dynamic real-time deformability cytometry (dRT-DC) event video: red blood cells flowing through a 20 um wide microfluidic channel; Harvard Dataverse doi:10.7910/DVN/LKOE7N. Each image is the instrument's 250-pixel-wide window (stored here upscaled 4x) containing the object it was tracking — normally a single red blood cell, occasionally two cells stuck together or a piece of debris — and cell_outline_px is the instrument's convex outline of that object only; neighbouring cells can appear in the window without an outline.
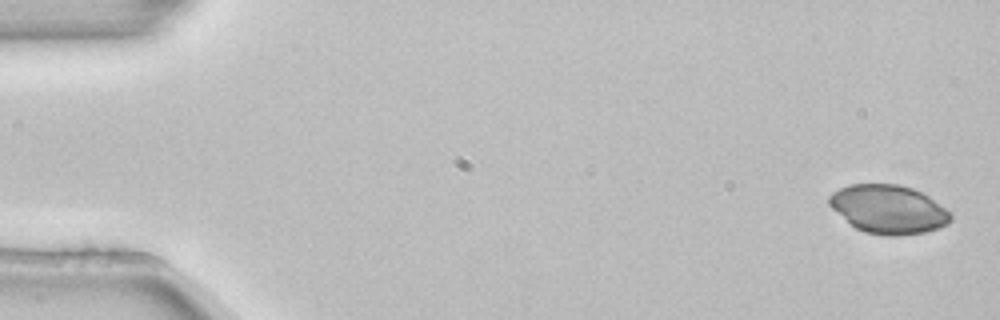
{"species": "common noctule bat (a hibernating species)", "species_latin": "Nyctalus noctula", "temperature_condition": "room temperature", "stored_images_in_passage": 3, "camera_frame_rate_fps": 3000, "um_per_image_px": 0.085, "animal": {"sex": "female", "body_mass_g": 22.7, "forearm_length_mm": 54.2}, "frame": {"image": 1, "passage_image": 1, "time_ms": 0.0, "image_size_px": [1000, 320], "cell_outline_px": [[952, 220], [948, 224], [940, 228], [924, 232], [900, 236], [888, 236], [864, 232], [856, 228], [832, 208], [828, 204], [828, 196], [832, 192], [848, 184], [900, 184], [912, 188], [928, 196], [952, 212]], "centroid_in_image_um": [75.54, 17.79], "position_along_channel_um": 9.5, "area_um2": 34.56}}